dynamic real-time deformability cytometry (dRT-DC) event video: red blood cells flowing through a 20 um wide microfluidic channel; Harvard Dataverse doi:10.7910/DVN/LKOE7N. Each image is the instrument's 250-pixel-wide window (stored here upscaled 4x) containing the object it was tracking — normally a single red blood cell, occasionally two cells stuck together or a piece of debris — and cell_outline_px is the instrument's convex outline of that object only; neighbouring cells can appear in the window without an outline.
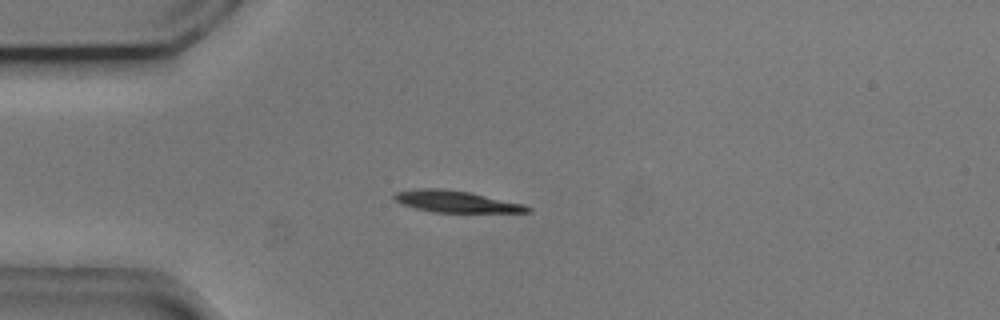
{"species": "common noctule bat (a hibernating species)", "species_latin": "Nyctalus noctula", "temperature_condition": "cold", "stored_images_in_passage": 42, "camera_frame_rate_fps": 3000, "um_per_image_px": 0.085, "animal": {"sex": "male", "body_mass_g": 20.5, "forearm_length_mm": 52.5}, "frame": {"image": 1, "passage_image": 2, "time_ms": 0.333, "image_size_px": [1000, 320], "cell_outline_px": [[532, 212], [432, 212], [400, 204], [392, 196], [396, 192], [424, 188], [440, 188], [472, 192], [524, 204], [532, 208]], "centroid_in_image_um": [38.79, 17.13], "position_along_channel_um": 46.2, "area_um2": 16.82}}
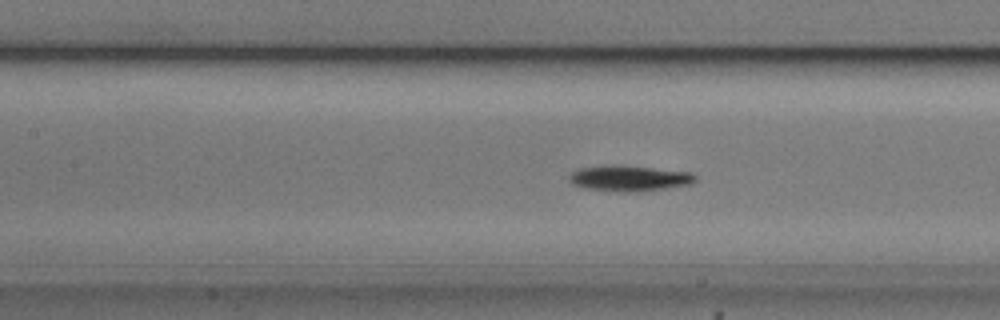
{"frame": {"image": 2, "passage_image": 12, "time_ms": 3.667, "image_size_px": [1000, 320], "cell_outline_px": [[696, 180], [692, 184], [644, 192], [620, 192], [588, 188], [572, 184], [568, 180], [568, 176], [572, 172], [580, 168], [612, 164], [692, 172], [696, 176]], "centroid_in_image_um": [53.51, 15.16], "position_along_channel_um": 153.9, "area_um2": 19.07}}
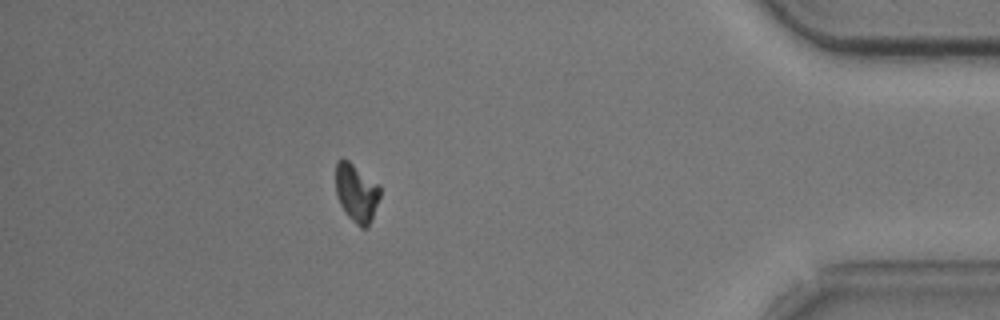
{"frame": {"image": 3, "passage_image": 36, "time_ms": 11.667, "image_size_px": [1000, 320], "cell_outline_px": [[380, 196], [372, 220], [364, 228], [360, 228], [344, 212], [336, 196], [336, 160], [344, 156], [380, 184]], "centroid_in_image_um": [30.29, 16.34], "position_along_channel_um": 404.9, "area_um2": 15.43}, "authors_computed_cell_mechanics": {"area_um2": 17.5423, "velocity_mm_per_s": 3.7117, "shape_relaxation_time_tau1_ms": 3.5037, "shape_relaxation_time_tau2_ms": null, "deformation_change_tau1": 0.114, "deformation_change_tau2": null}}